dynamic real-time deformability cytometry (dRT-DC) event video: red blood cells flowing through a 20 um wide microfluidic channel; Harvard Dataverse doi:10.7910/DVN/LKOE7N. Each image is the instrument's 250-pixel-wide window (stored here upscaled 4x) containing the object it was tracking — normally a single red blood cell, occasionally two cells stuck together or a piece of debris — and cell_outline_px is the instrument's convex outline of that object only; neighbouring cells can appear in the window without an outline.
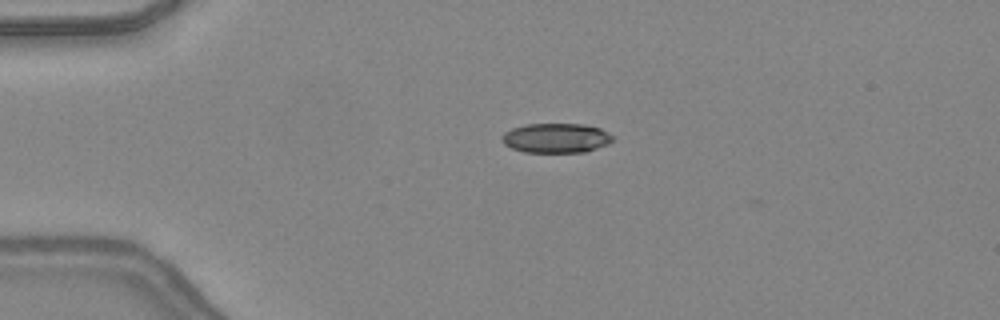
{"species": "common noctule bat (a hibernating species)", "species_latin": "Nyctalus noctula", "temperature_condition": "warm", "stored_images_in_passage": 37, "camera_frame_rate_fps": 3000, "um_per_image_px": 0.085, "animal": {"sex": "female", "body_mass_g": 24.6, "forearm_length_mm": 56.2}, "frame": {"image": 1, "passage_image": 1, "time_ms": 0.0, "image_size_px": [1000, 320], "cell_outline_px": [[616, 136], [608, 144], [584, 152], [524, 152], [512, 148], [504, 144], [500, 140], [500, 136], [504, 132], [512, 128], [524, 124], [584, 124], [600, 128]], "centroid_in_image_um": [47.25, 11.72], "position_along_channel_um": 37.7, "area_um2": 19.31}}
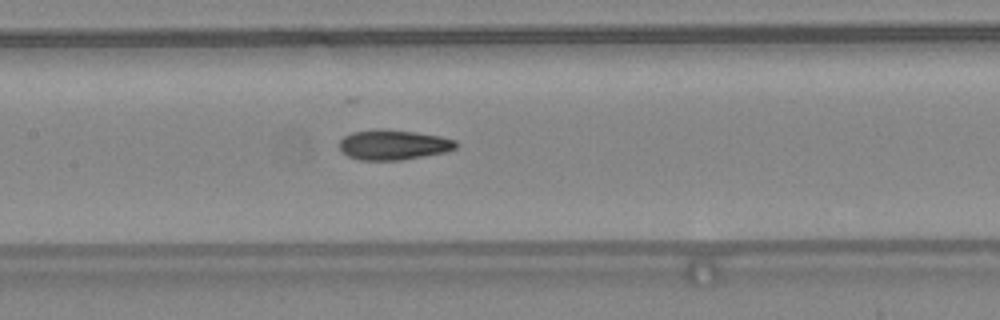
{"frame": {"image": 2, "passage_image": 13, "time_ms": 4.0, "image_size_px": [1000, 320], "cell_outline_px": [[456, 148], [444, 152], [404, 160], [360, 160], [348, 156], [340, 148], [340, 140], [344, 136], [352, 132], [380, 128], [416, 132], [440, 136], [456, 140]], "centroid_in_image_um": [33.43, 12.3], "position_along_channel_um": 174.0, "area_um2": 20.4}}
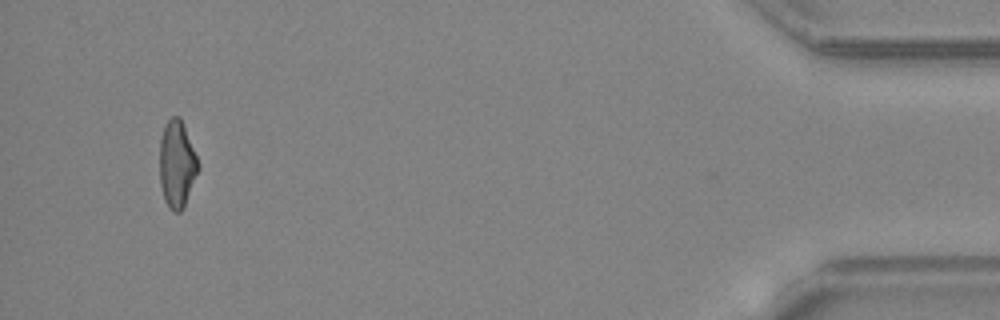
{"frame": {"image": 3, "passage_image": 35, "time_ms": 11.333, "image_size_px": [1000, 320], "cell_outline_px": [[200, 168], [184, 208], [180, 212], [172, 212], [168, 208], [164, 200], [160, 184], [160, 140], [164, 124], [172, 116], [180, 116], [200, 164]], "centroid_in_image_um": [15.04, 13.98], "position_along_channel_um": 420.2, "area_um2": 19.88}, "authors_computed_cell_mechanics": {"area_um2": 19.9988, "velocity_mm_per_s": 4.4053, "shape_relaxation_time_tau1_ms": null, "shape_relaxation_time_tau2_ms": 1.9605, "deformation_change_tau1": null, "deformation_change_tau2": 0.0877}}